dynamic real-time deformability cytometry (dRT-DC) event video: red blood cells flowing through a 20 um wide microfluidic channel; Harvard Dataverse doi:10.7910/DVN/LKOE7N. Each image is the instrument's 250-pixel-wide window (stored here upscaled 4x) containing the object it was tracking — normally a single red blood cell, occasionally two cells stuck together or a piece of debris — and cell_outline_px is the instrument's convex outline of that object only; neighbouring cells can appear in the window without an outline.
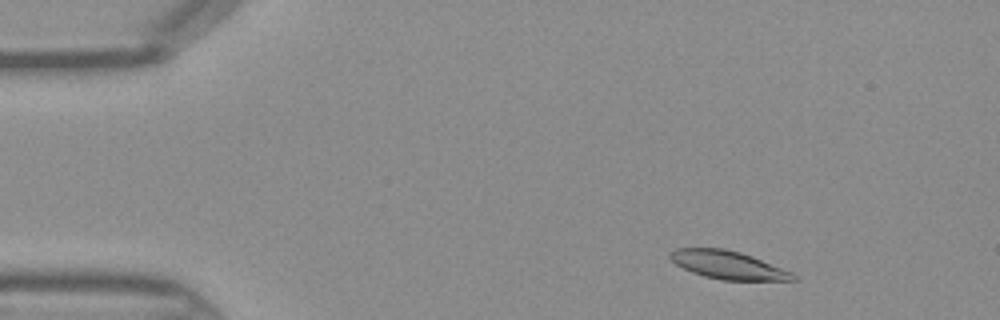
{"species": "Egyptian fruit bat (a non-hibernating species)", "species_latin": "Rousettus aegyptiacus", "temperature_condition": "warm", "stored_images_in_passage": 43, "camera_frame_rate_fps": 3000, "um_per_image_px": 0.085, "frame": {"image": 1, "passage_image": 4, "time_ms": 1.0, "image_size_px": [1000, 320], "cell_outline_px": [[796, 280], [720, 280], [704, 276], [692, 272], [676, 264], [668, 256], [668, 252], [676, 248], [724, 248], [740, 252], [752, 256], [792, 272], [796, 276]], "centroid_in_image_um": [61.85, 22.51], "position_along_channel_um": 23.2, "area_um2": 20.06}}
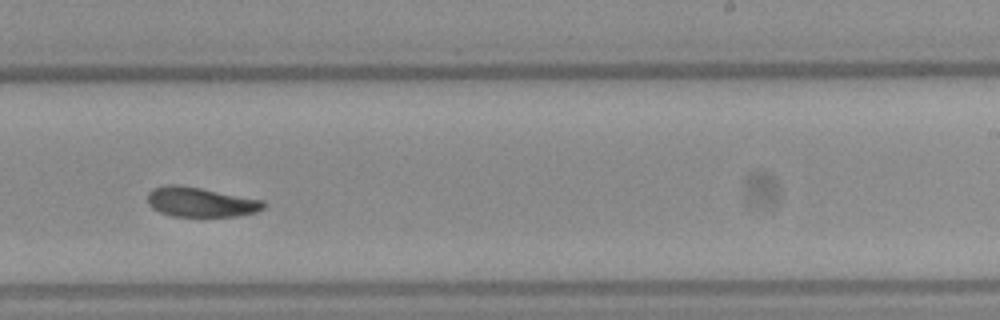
{"frame": {"image": 2, "passage_image": 26, "time_ms": 8.333, "image_size_px": [1000, 320], "cell_outline_px": [[268, 204], [264, 208], [256, 212], [236, 216], [172, 216], [160, 212], [152, 208], [148, 204], [148, 192], [152, 188], [168, 184], [176, 184], [200, 188], [264, 200]], "centroid_in_image_um": [17.06, 17.17], "position_along_channel_um": 271.9, "area_um2": 20.11}}
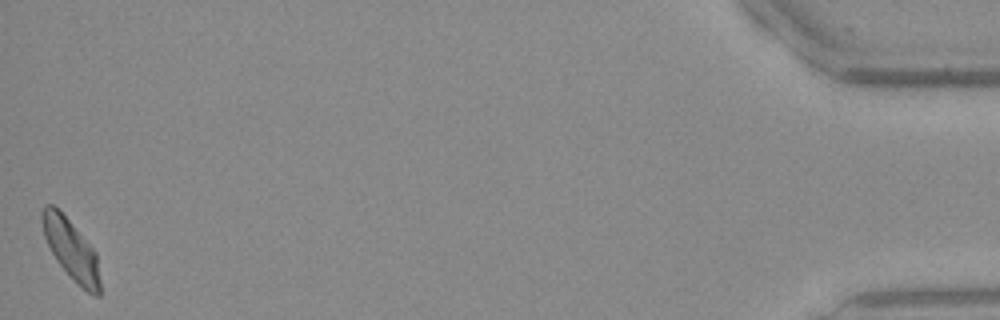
{"frame": {"image": 3, "passage_image": 43, "time_ms": 14.0, "image_size_px": [1000, 320], "cell_outline_px": [[100, 296], [96, 296], [88, 292], [56, 260], [44, 236], [40, 220], [40, 216], [44, 208], [48, 204], [52, 204], [68, 220], [96, 252], [100, 280]], "centroid_in_image_um": [6.04, 21.19], "position_along_channel_um": 429.2, "area_um2": 19.54}}